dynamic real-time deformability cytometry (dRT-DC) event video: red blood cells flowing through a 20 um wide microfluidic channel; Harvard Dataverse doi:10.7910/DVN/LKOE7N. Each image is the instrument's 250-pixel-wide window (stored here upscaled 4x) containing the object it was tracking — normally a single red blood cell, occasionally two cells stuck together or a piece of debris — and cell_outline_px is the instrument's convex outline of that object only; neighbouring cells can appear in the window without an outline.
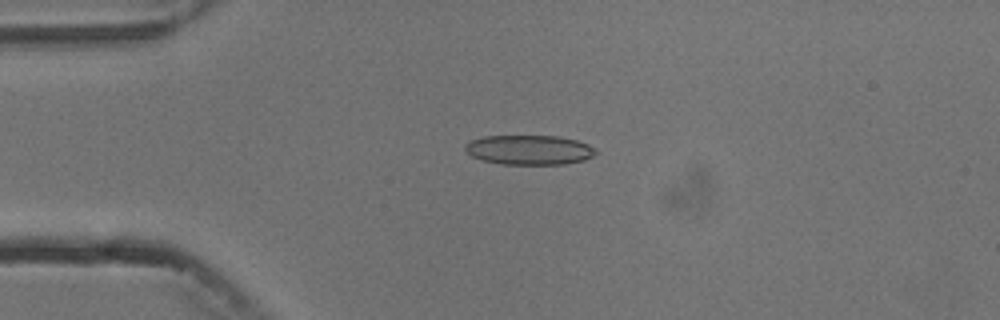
{"species": "common noctule bat (a hibernating species)", "species_latin": "Nyctalus noctula", "temperature_condition": "cold", "stored_images_in_passage": 4, "camera_frame_rate_fps": 3000, "um_per_image_px": 0.085, "animal": {"sex": "male", "body_mass_g": 13.3}, "frame": {"image": 1, "passage_image": 3, "time_ms": 2.333, "image_size_px": [1000, 320], "cell_outline_px": [[596, 152], [592, 156], [584, 160], [564, 164], [500, 164], [480, 160], [472, 156], [464, 148], [464, 144], [472, 140], [484, 136], [556, 136], [576, 140], [588, 144], [596, 148]], "centroid_in_image_um": [44.97, 12.74], "position_along_channel_um": 40.0, "area_um2": 22.54}}